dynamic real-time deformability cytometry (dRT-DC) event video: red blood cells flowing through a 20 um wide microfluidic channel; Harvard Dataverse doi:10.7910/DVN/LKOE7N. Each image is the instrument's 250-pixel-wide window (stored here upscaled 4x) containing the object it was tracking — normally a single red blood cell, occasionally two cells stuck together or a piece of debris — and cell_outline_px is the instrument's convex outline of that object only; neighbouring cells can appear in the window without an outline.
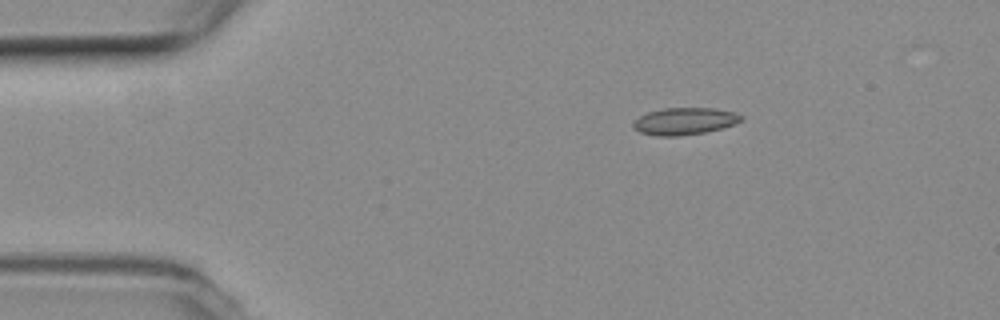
{"species": "common noctule bat (a hibernating species)", "species_latin": "Nyctalus noctula", "temperature_condition": "room temperature", "stored_images_in_passage": 41, "camera_frame_rate_fps": 3000, "um_per_image_px": 0.085, "animal": {"sex": "female", "body_mass_g": 19.3, "forearm_length_mm": 54.1}, "frame": {"image": 1, "passage_image": 1, "time_ms": 0.0, "image_size_px": [1000, 320], "cell_outline_px": [[744, 120], [736, 124], [704, 132], [680, 136], [656, 136], [640, 132], [632, 124], [640, 116], [648, 112], [664, 108], [716, 108], [732, 112], [744, 116]], "centroid_in_image_um": [58.23, 10.3], "position_along_channel_um": 26.8, "area_um2": 16.94}}
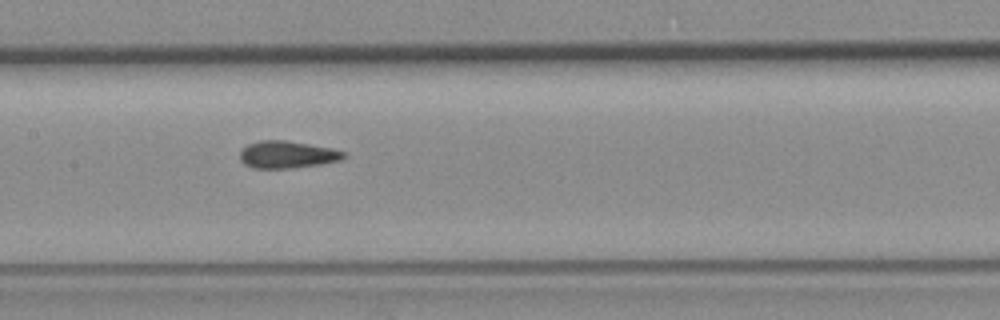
{"frame": {"image": 2, "passage_image": 18, "time_ms": 5.667, "image_size_px": [1000, 320], "cell_outline_px": [[348, 156], [340, 160], [320, 164], [292, 168], [252, 168], [244, 164], [240, 160], [240, 152], [248, 144], [260, 140], [284, 140], [332, 148], [344, 152]], "centroid_in_image_um": [24.41, 13.14], "position_along_channel_um": 183.0, "area_um2": 16.42}}
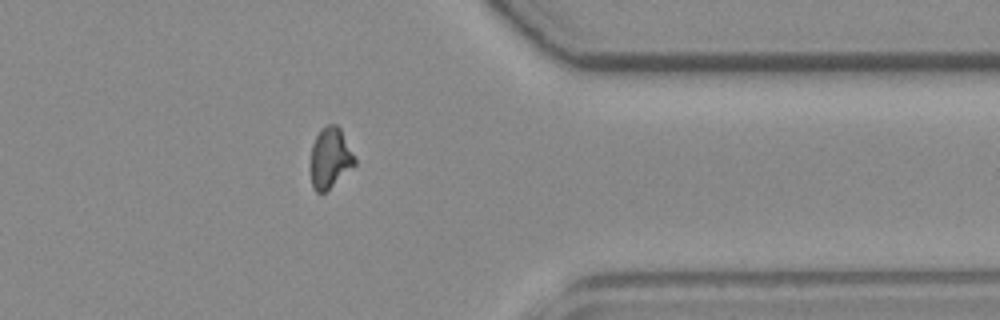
{"frame": {"image": 3, "passage_image": 35, "time_ms": 11.333, "image_size_px": [1000, 320], "cell_outline_px": [[356, 164], [324, 192], [316, 192], [312, 184], [312, 144], [320, 128], [328, 124], [336, 124], [340, 128], [356, 160]], "centroid_in_image_um": [28.07, 13.38], "position_along_channel_um": 383.3, "area_um2": 15.09}}